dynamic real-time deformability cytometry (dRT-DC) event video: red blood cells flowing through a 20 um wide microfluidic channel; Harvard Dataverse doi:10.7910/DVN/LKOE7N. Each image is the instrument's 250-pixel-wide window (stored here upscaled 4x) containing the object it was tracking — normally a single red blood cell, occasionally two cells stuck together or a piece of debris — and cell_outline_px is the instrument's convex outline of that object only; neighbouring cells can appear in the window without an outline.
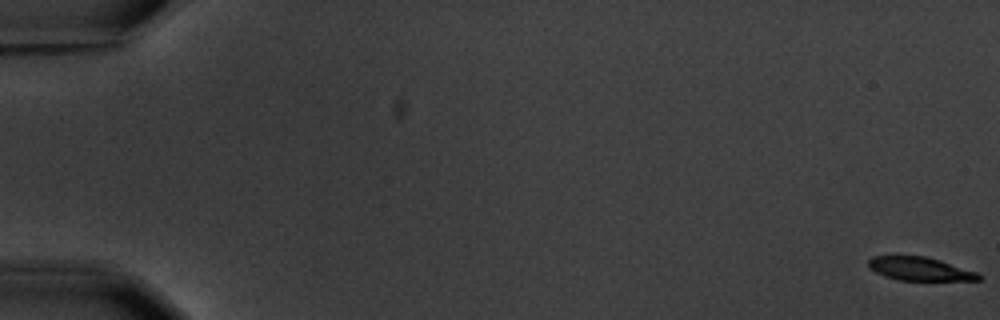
{"species": "common noctule bat (a hibernating species)", "species_latin": "Nyctalus noctula", "temperature_condition": "warm", "stored_images_in_passage": 6, "camera_frame_rate_fps": 3000, "um_per_image_px": 0.085, "animal": {"sex": "male", "body_mass_g": 20.1, "forearm_length_mm": 53.5}, "frame": {"image": 1, "passage_image": 1, "time_ms": 0.0, "image_size_px": [1000, 320], "cell_outline_px": [[984, 276], [980, 280], [900, 280], [884, 276], [868, 268], [868, 260], [872, 256], [924, 256], [940, 260], [976, 272]], "centroid_in_image_um": [78.17, 22.85], "position_along_channel_um": 6.8, "area_um2": 14.97}}
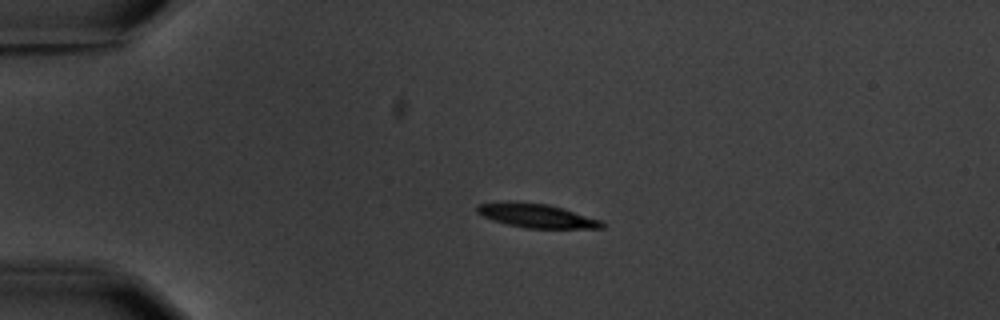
{"frame": {"image": 2, "passage_image": 5, "time_ms": 4.667, "image_size_px": [1000, 320], "cell_outline_px": [[604, 228], [524, 228], [492, 220], [476, 212], [476, 208], [480, 204], [504, 200], [508, 200], [548, 204], [564, 208], [600, 220], [604, 224]], "centroid_in_image_um": [45.57, 18.31], "position_along_channel_um": 39.4, "area_um2": 17.51}}